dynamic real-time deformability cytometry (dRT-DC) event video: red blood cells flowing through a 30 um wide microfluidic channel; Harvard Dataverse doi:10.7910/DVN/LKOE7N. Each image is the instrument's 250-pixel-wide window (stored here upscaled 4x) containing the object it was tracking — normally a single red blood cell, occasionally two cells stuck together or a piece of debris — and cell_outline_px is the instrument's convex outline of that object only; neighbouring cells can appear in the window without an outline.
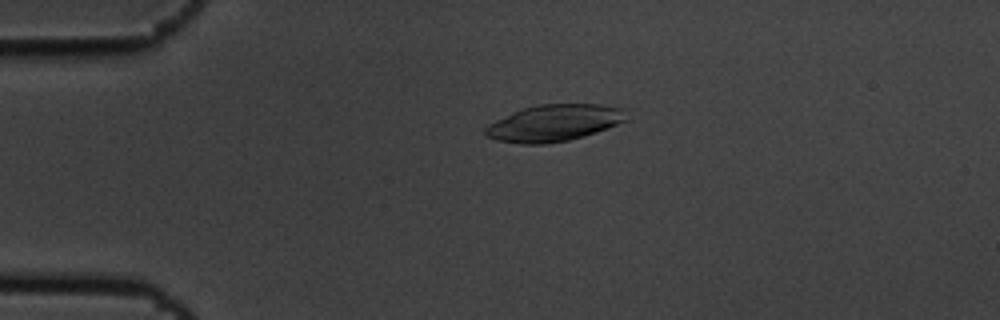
{"species": "common noctule bat (a hibernating species)", "species_latin": "Nyctalus noctula", "temperature_condition": "cold", "stored_images_in_passage": 4, "camera_frame_rate_fps": 3000, "um_per_image_px": 0.085, "animal": {"sex": "male", "body_mass_g": 19.5, "forearm_length_mm": 54.6}, "frame": {"image": 1, "passage_image": 2, "time_ms": 0.333, "image_size_px": [1000, 320], "cell_outline_px": [[632, 108], [628, 120], [596, 132], [584, 136], [568, 140], [544, 144], [520, 144], [496, 140], [488, 136], [484, 132], [484, 128], [488, 124], [512, 112], [524, 108], [540, 104], [600, 104]], "centroid_in_image_um": [47.19, 10.43], "position_along_channel_um": 37.8, "area_um2": 30.58}}
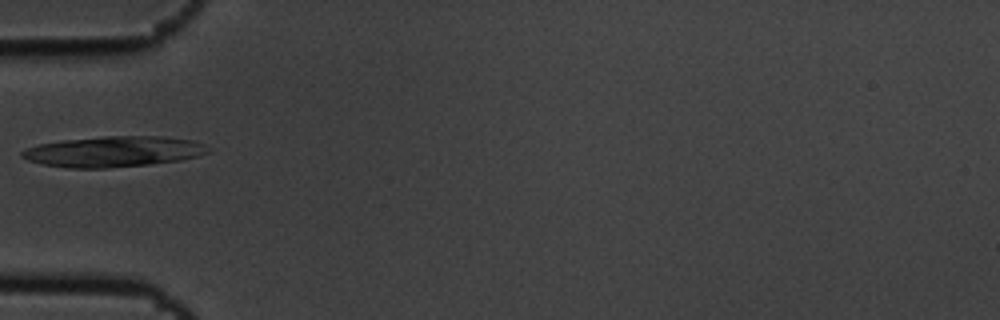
{"frame": {"image": 2, "passage_image": 4, "time_ms": 1.0, "image_size_px": [1000, 320], "cell_outline_px": [[212, 152], [180, 160], [148, 164], [108, 168], [68, 168], [44, 164], [28, 160], [20, 156], [20, 152], [28, 148], [40, 144], [60, 140], [104, 136], [164, 136], [192, 140], [204, 144], [212, 148]], "centroid_in_image_um": [9.69, 12.88], "position_along_channel_um": 75.3, "area_um2": 33.35}}